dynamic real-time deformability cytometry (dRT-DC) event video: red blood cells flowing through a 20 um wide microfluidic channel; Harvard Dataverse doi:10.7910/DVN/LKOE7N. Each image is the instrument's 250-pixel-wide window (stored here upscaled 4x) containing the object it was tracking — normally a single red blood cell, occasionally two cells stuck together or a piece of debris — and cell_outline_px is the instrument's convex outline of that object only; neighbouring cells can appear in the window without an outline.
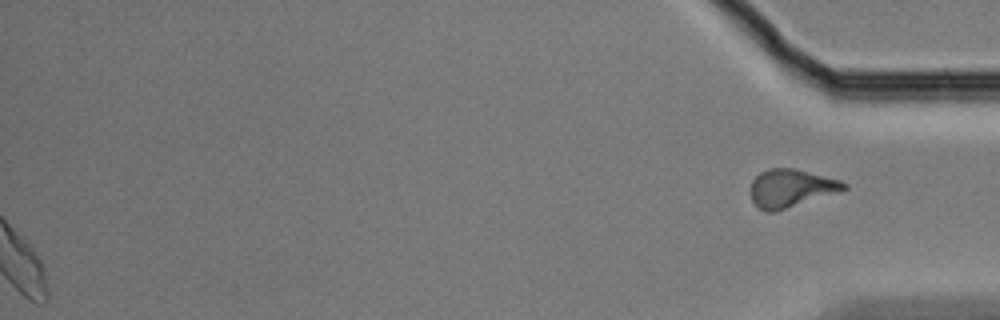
{"species": "Egyptian fruit bat (a non-hibernating species)", "species_latin": "Rousettus aegyptiacus", "temperature_condition": "cold", "stored_images_in_passage": 58, "segment_of_instrument_passage": [2, 2], "camera_frame_rate_fps": 3000, "um_per_image_px": 0.085, "animal": {"sex": "male"}, "frame": {"image": 1, "passage_image": 58, "time_ms": 19.0, "image_size_px": [1000, 320], "cell_outline_px": [[848, 188], [776, 212], [764, 212], [756, 208], [752, 200], [752, 180], [760, 172], [768, 168], [796, 168], [840, 180], [848, 184]], "centroid_in_image_um": [67.2, 16.0], "position_along_channel_um": 368.0, "area_um2": 20.63}}